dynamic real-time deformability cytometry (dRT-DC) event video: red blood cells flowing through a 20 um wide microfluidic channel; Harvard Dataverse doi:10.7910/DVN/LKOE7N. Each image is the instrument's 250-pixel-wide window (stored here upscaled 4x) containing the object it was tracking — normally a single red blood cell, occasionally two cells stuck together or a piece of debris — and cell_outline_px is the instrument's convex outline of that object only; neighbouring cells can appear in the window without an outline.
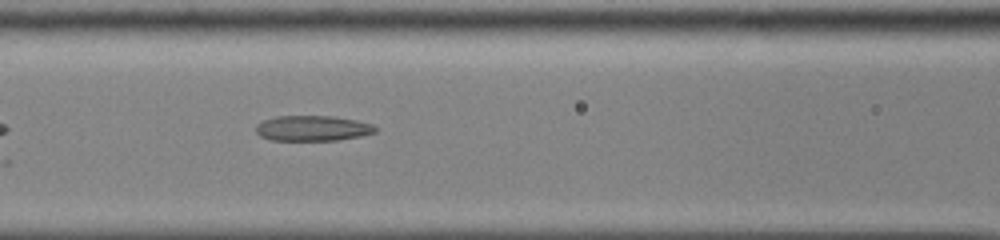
{"species": "common noctule bat (a hibernating species)", "species_latin": "Nyctalus noctula", "temperature_condition": "cold", "stored_images_in_passage": 35, "camera_frame_rate_fps": 3000, "um_per_image_px": 0.085, "animal": {"sex": "male", "body_mass_g": 13.0, "forearm_length_mm": 53.1}, "frame": {"image": 1, "passage_image": 7, "time_ms": 2.0, "image_size_px": [1000, 240], "cell_outline_px": [[376, 132], [360, 136], [336, 140], [272, 140], [260, 136], [256, 132], [256, 124], [264, 120], [276, 116], [332, 116], [356, 120], [372, 124], [376, 128]], "centroid_in_image_um": [26.55, 10.9], "position_along_channel_um": 140.0, "area_um2": 17.57}}
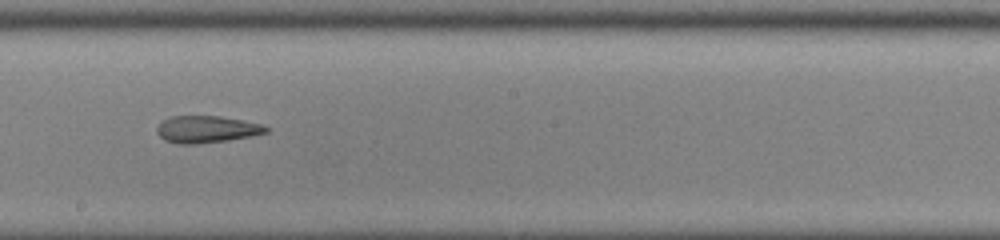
{"frame": {"image": 2, "passage_image": 14, "time_ms": 4.333, "image_size_px": [1000, 240], "cell_outline_px": [[268, 132], [252, 136], [228, 140], [196, 144], [176, 144], [164, 140], [156, 132], [156, 128], [160, 120], [172, 116], [220, 116], [260, 124], [268, 128]], "centroid_in_image_um": [17.49, 10.99], "position_along_channel_um": 230.7, "area_um2": 17.22}}
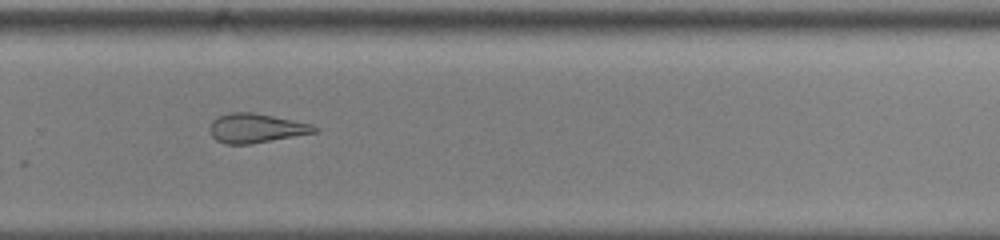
{"frame": {"image": 3, "passage_image": 20, "time_ms": 6.333, "image_size_px": [1000, 240], "cell_outline_px": [[320, 132], [248, 144], [224, 144], [216, 140], [212, 136], [208, 128], [212, 120], [216, 116], [232, 112], [252, 112], [312, 124], [320, 128]], "centroid_in_image_um": [21.76, 10.89], "position_along_channel_um": 308.0, "area_um2": 17.98}, "authors_computed_cell_mechanics": {"area_um2": 18.3226, "velocity_mm_per_s": 3.8892, "shape_relaxation_time_tau1_ms": null, "shape_relaxation_time_tau2_ms": 7.9268, "deformation_change_tau1": null, "deformation_change_tau2": 0.1999}}